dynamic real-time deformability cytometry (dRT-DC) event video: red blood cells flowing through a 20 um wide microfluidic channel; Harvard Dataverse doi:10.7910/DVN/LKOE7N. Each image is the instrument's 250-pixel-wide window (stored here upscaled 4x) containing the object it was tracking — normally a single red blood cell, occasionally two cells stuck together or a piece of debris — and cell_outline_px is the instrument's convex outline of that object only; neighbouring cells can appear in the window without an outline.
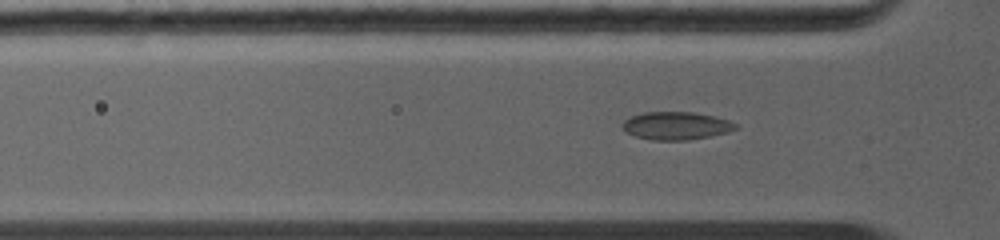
{"species": "common noctule bat (a hibernating species)", "species_latin": "Nyctalus noctula", "temperature_condition": "warm", "stored_images_in_passage": 40, "camera_frame_rate_fps": 5000, "um_per_image_px": 0.085, "animal": {"sex": "female", "body_mass_g": 19.0, "forearm_length_mm": 56.7}, "frame": {"image": 1, "passage_image": 4, "time_ms": 0.6, "image_size_px": [1000, 240], "cell_outline_px": [[736, 128], [724, 132], [708, 136], [688, 140], [652, 140], [636, 136], [628, 132], [624, 128], [624, 120], [632, 116], [644, 112], [692, 112], [712, 116], [728, 120], [736, 124]], "centroid_in_image_um": [57.45, 10.68], "position_along_channel_um": 68.4, "area_um2": 17.86}}
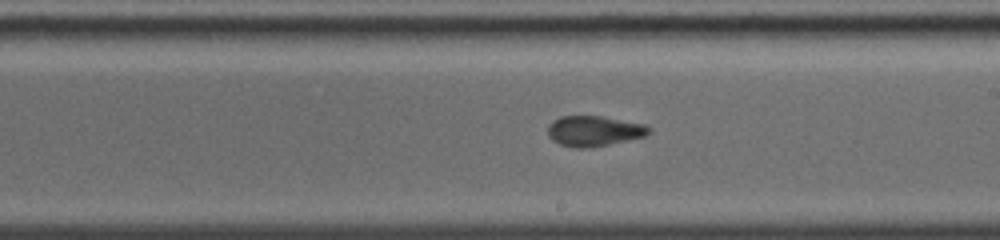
{"frame": {"image": 2, "passage_image": 23, "time_ms": 4.4, "image_size_px": [1000, 240], "cell_outline_px": [[652, 128], [644, 136], [608, 144], [588, 148], [576, 148], [560, 144], [552, 140], [548, 136], [548, 124], [552, 120], [560, 116], [600, 116], [644, 124]], "centroid_in_image_um": [50.43, 11.13], "position_along_channel_um": 238.6, "area_um2": 17.74}}
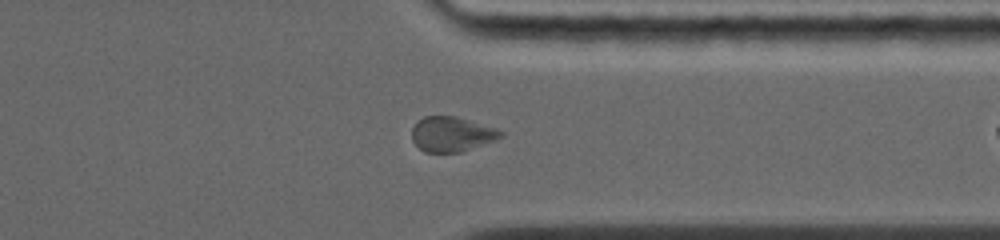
{"frame": {"image": 3, "passage_image": 38, "time_ms": 7.4, "image_size_px": [1000, 240], "cell_outline_px": [[504, 136], [460, 152], [424, 152], [412, 140], [412, 128], [424, 116], [456, 116], [496, 128], [504, 132]], "centroid_in_image_um": [38.39, 11.39], "position_along_channel_um": 373.0, "area_um2": 17.8}}